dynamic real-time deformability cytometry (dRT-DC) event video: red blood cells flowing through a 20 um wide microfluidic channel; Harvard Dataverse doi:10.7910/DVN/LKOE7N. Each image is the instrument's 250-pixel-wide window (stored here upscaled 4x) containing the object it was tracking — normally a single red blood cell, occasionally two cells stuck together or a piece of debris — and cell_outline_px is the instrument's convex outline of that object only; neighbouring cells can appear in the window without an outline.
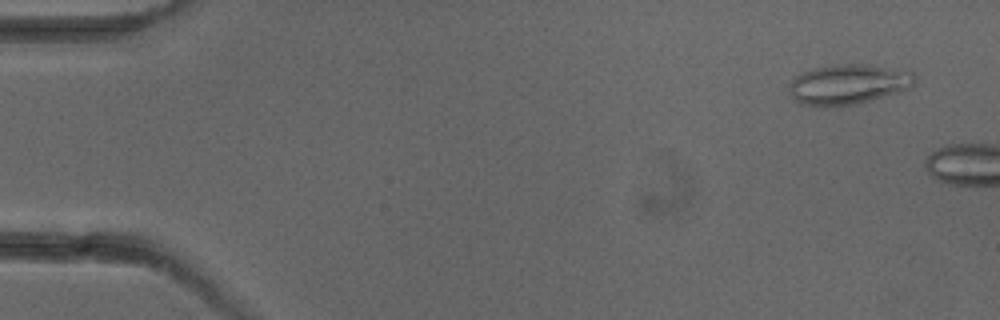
{"species": "common noctule bat (a hibernating species)", "species_latin": "Nyctalus noctula", "temperature_condition": "cold", "stored_images_in_passage": 6, "camera_frame_rate_fps": 3000, "um_per_image_px": 0.085, "animal": {"sex": "female"}, "frame": {"image": 1, "passage_image": 1, "time_ms": 0.0, "image_size_px": [1000, 320], "cell_outline_px": [[916, 76], [912, 88], [900, 92], [852, 104], [828, 108], [800, 104], [792, 96], [788, 88], [788, 84], [800, 72], [816, 68], [840, 64], [868, 64], [912, 72]], "centroid_in_image_um": [72.07, 7.18], "position_along_channel_um": 12.9, "area_um2": 29.42}}